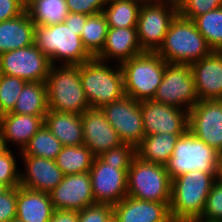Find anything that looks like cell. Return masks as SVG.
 <instances>
[{
    "instance_id": "cell-1",
    "label": "cell",
    "mask_w": 222,
    "mask_h": 222,
    "mask_svg": "<svg viewBox=\"0 0 222 222\" xmlns=\"http://www.w3.org/2000/svg\"><path fill=\"white\" fill-rule=\"evenodd\" d=\"M218 173L191 171L172 179L170 214L174 222H189L203 214Z\"/></svg>"
},
{
    "instance_id": "cell-2",
    "label": "cell",
    "mask_w": 222,
    "mask_h": 222,
    "mask_svg": "<svg viewBox=\"0 0 222 222\" xmlns=\"http://www.w3.org/2000/svg\"><path fill=\"white\" fill-rule=\"evenodd\" d=\"M212 52L195 23L178 14L171 22L164 42L156 53L168 64H191Z\"/></svg>"
},
{
    "instance_id": "cell-3",
    "label": "cell",
    "mask_w": 222,
    "mask_h": 222,
    "mask_svg": "<svg viewBox=\"0 0 222 222\" xmlns=\"http://www.w3.org/2000/svg\"><path fill=\"white\" fill-rule=\"evenodd\" d=\"M45 83L49 110L81 115L90 109L80 79V65H51Z\"/></svg>"
},
{
    "instance_id": "cell-4",
    "label": "cell",
    "mask_w": 222,
    "mask_h": 222,
    "mask_svg": "<svg viewBox=\"0 0 222 222\" xmlns=\"http://www.w3.org/2000/svg\"><path fill=\"white\" fill-rule=\"evenodd\" d=\"M34 44L50 60L51 65H80L92 58L83 47L81 36L68 27L64 22L52 25L35 26Z\"/></svg>"
},
{
    "instance_id": "cell-5",
    "label": "cell",
    "mask_w": 222,
    "mask_h": 222,
    "mask_svg": "<svg viewBox=\"0 0 222 222\" xmlns=\"http://www.w3.org/2000/svg\"><path fill=\"white\" fill-rule=\"evenodd\" d=\"M106 62L92 57L80 64V79L90 108H101L126 95L120 64L113 69Z\"/></svg>"
},
{
    "instance_id": "cell-6",
    "label": "cell",
    "mask_w": 222,
    "mask_h": 222,
    "mask_svg": "<svg viewBox=\"0 0 222 222\" xmlns=\"http://www.w3.org/2000/svg\"><path fill=\"white\" fill-rule=\"evenodd\" d=\"M220 155L187 129L176 140L172 156L164 166L171 180L191 171L218 173Z\"/></svg>"
},
{
    "instance_id": "cell-7",
    "label": "cell",
    "mask_w": 222,
    "mask_h": 222,
    "mask_svg": "<svg viewBox=\"0 0 222 222\" xmlns=\"http://www.w3.org/2000/svg\"><path fill=\"white\" fill-rule=\"evenodd\" d=\"M167 64L156 52H144L121 63L125 94L137 101L152 100Z\"/></svg>"
},
{
    "instance_id": "cell-8",
    "label": "cell",
    "mask_w": 222,
    "mask_h": 222,
    "mask_svg": "<svg viewBox=\"0 0 222 222\" xmlns=\"http://www.w3.org/2000/svg\"><path fill=\"white\" fill-rule=\"evenodd\" d=\"M172 180L165 166L135 156L127 172V196L154 202L171 201Z\"/></svg>"
},
{
    "instance_id": "cell-9",
    "label": "cell",
    "mask_w": 222,
    "mask_h": 222,
    "mask_svg": "<svg viewBox=\"0 0 222 222\" xmlns=\"http://www.w3.org/2000/svg\"><path fill=\"white\" fill-rule=\"evenodd\" d=\"M152 100L189 111L199 101L190 64H167Z\"/></svg>"
},
{
    "instance_id": "cell-10",
    "label": "cell",
    "mask_w": 222,
    "mask_h": 222,
    "mask_svg": "<svg viewBox=\"0 0 222 222\" xmlns=\"http://www.w3.org/2000/svg\"><path fill=\"white\" fill-rule=\"evenodd\" d=\"M130 165L104 163L95 156L89 174L96 204L114 206L127 196V172Z\"/></svg>"
},
{
    "instance_id": "cell-11",
    "label": "cell",
    "mask_w": 222,
    "mask_h": 222,
    "mask_svg": "<svg viewBox=\"0 0 222 222\" xmlns=\"http://www.w3.org/2000/svg\"><path fill=\"white\" fill-rule=\"evenodd\" d=\"M178 14V9L171 4H142L137 21V34L144 52L159 50L171 22Z\"/></svg>"
},
{
    "instance_id": "cell-12",
    "label": "cell",
    "mask_w": 222,
    "mask_h": 222,
    "mask_svg": "<svg viewBox=\"0 0 222 222\" xmlns=\"http://www.w3.org/2000/svg\"><path fill=\"white\" fill-rule=\"evenodd\" d=\"M100 109L123 143L135 148L140 144L145 137L140 101L125 95Z\"/></svg>"
},
{
    "instance_id": "cell-13",
    "label": "cell",
    "mask_w": 222,
    "mask_h": 222,
    "mask_svg": "<svg viewBox=\"0 0 222 222\" xmlns=\"http://www.w3.org/2000/svg\"><path fill=\"white\" fill-rule=\"evenodd\" d=\"M1 73L30 82H45L51 68L49 58L35 44L0 55Z\"/></svg>"
},
{
    "instance_id": "cell-14",
    "label": "cell",
    "mask_w": 222,
    "mask_h": 222,
    "mask_svg": "<svg viewBox=\"0 0 222 222\" xmlns=\"http://www.w3.org/2000/svg\"><path fill=\"white\" fill-rule=\"evenodd\" d=\"M188 129L222 155V99L199 100L188 111Z\"/></svg>"
},
{
    "instance_id": "cell-15",
    "label": "cell",
    "mask_w": 222,
    "mask_h": 222,
    "mask_svg": "<svg viewBox=\"0 0 222 222\" xmlns=\"http://www.w3.org/2000/svg\"><path fill=\"white\" fill-rule=\"evenodd\" d=\"M145 136L156 133L183 134L188 129V111L154 100L140 101Z\"/></svg>"
},
{
    "instance_id": "cell-16",
    "label": "cell",
    "mask_w": 222,
    "mask_h": 222,
    "mask_svg": "<svg viewBox=\"0 0 222 222\" xmlns=\"http://www.w3.org/2000/svg\"><path fill=\"white\" fill-rule=\"evenodd\" d=\"M49 196L55 210L81 211L96 204L89 172L65 175Z\"/></svg>"
},
{
    "instance_id": "cell-17",
    "label": "cell",
    "mask_w": 222,
    "mask_h": 222,
    "mask_svg": "<svg viewBox=\"0 0 222 222\" xmlns=\"http://www.w3.org/2000/svg\"><path fill=\"white\" fill-rule=\"evenodd\" d=\"M84 145L99 156L123 142L118 133L110 125L100 108H90L81 114Z\"/></svg>"
},
{
    "instance_id": "cell-18",
    "label": "cell",
    "mask_w": 222,
    "mask_h": 222,
    "mask_svg": "<svg viewBox=\"0 0 222 222\" xmlns=\"http://www.w3.org/2000/svg\"><path fill=\"white\" fill-rule=\"evenodd\" d=\"M25 173H20V186L39 192L50 193L64 178L55 160L22 155Z\"/></svg>"
},
{
    "instance_id": "cell-19",
    "label": "cell",
    "mask_w": 222,
    "mask_h": 222,
    "mask_svg": "<svg viewBox=\"0 0 222 222\" xmlns=\"http://www.w3.org/2000/svg\"><path fill=\"white\" fill-rule=\"evenodd\" d=\"M199 100L222 99V52L190 64Z\"/></svg>"
},
{
    "instance_id": "cell-20",
    "label": "cell",
    "mask_w": 222,
    "mask_h": 222,
    "mask_svg": "<svg viewBox=\"0 0 222 222\" xmlns=\"http://www.w3.org/2000/svg\"><path fill=\"white\" fill-rule=\"evenodd\" d=\"M169 205L170 202L146 201L126 196L112 208L119 222H174Z\"/></svg>"
},
{
    "instance_id": "cell-21",
    "label": "cell",
    "mask_w": 222,
    "mask_h": 222,
    "mask_svg": "<svg viewBox=\"0 0 222 222\" xmlns=\"http://www.w3.org/2000/svg\"><path fill=\"white\" fill-rule=\"evenodd\" d=\"M142 53L144 51L138 40L137 27H109L104 47L96 58L106 61L114 57L121 64Z\"/></svg>"
},
{
    "instance_id": "cell-22",
    "label": "cell",
    "mask_w": 222,
    "mask_h": 222,
    "mask_svg": "<svg viewBox=\"0 0 222 222\" xmlns=\"http://www.w3.org/2000/svg\"><path fill=\"white\" fill-rule=\"evenodd\" d=\"M45 116L22 115L18 113H5L0 115V130L6 147L8 142L20 145V151L28 144L29 140L44 125Z\"/></svg>"
},
{
    "instance_id": "cell-23",
    "label": "cell",
    "mask_w": 222,
    "mask_h": 222,
    "mask_svg": "<svg viewBox=\"0 0 222 222\" xmlns=\"http://www.w3.org/2000/svg\"><path fill=\"white\" fill-rule=\"evenodd\" d=\"M54 210L49 193L17 187V219L23 222H49Z\"/></svg>"
},
{
    "instance_id": "cell-24",
    "label": "cell",
    "mask_w": 222,
    "mask_h": 222,
    "mask_svg": "<svg viewBox=\"0 0 222 222\" xmlns=\"http://www.w3.org/2000/svg\"><path fill=\"white\" fill-rule=\"evenodd\" d=\"M35 26L27 10L13 19L0 22V55L33 45Z\"/></svg>"
},
{
    "instance_id": "cell-25",
    "label": "cell",
    "mask_w": 222,
    "mask_h": 222,
    "mask_svg": "<svg viewBox=\"0 0 222 222\" xmlns=\"http://www.w3.org/2000/svg\"><path fill=\"white\" fill-rule=\"evenodd\" d=\"M44 124L63 146L84 143L81 115L72 112L48 110Z\"/></svg>"
},
{
    "instance_id": "cell-26",
    "label": "cell",
    "mask_w": 222,
    "mask_h": 222,
    "mask_svg": "<svg viewBox=\"0 0 222 222\" xmlns=\"http://www.w3.org/2000/svg\"><path fill=\"white\" fill-rule=\"evenodd\" d=\"M182 134H153L145 136L136 147V156L144 161L165 165L172 156L176 140Z\"/></svg>"
},
{
    "instance_id": "cell-27",
    "label": "cell",
    "mask_w": 222,
    "mask_h": 222,
    "mask_svg": "<svg viewBox=\"0 0 222 222\" xmlns=\"http://www.w3.org/2000/svg\"><path fill=\"white\" fill-rule=\"evenodd\" d=\"M45 82H27L23 87L11 113L45 116L48 112Z\"/></svg>"
},
{
    "instance_id": "cell-28",
    "label": "cell",
    "mask_w": 222,
    "mask_h": 222,
    "mask_svg": "<svg viewBox=\"0 0 222 222\" xmlns=\"http://www.w3.org/2000/svg\"><path fill=\"white\" fill-rule=\"evenodd\" d=\"M108 5V6H107ZM103 15L111 28L137 27L142 3L138 0H107Z\"/></svg>"
},
{
    "instance_id": "cell-29",
    "label": "cell",
    "mask_w": 222,
    "mask_h": 222,
    "mask_svg": "<svg viewBox=\"0 0 222 222\" xmlns=\"http://www.w3.org/2000/svg\"><path fill=\"white\" fill-rule=\"evenodd\" d=\"M95 155L82 144L79 146H63L55 158L56 165L64 175L89 172Z\"/></svg>"
},
{
    "instance_id": "cell-30",
    "label": "cell",
    "mask_w": 222,
    "mask_h": 222,
    "mask_svg": "<svg viewBox=\"0 0 222 222\" xmlns=\"http://www.w3.org/2000/svg\"><path fill=\"white\" fill-rule=\"evenodd\" d=\"M26 10L35 25L63 23L69 13L65 0H32Z\"/></svg>"
},
{
    "instance_id": "cell-31",
    "label": "cell",
    "mask_w": 222,
    "mask_h": 222,
    "mask_svg": "<svg viewBox=\"0 0 222 222\" xmlns=\"http://www.w3.org/2000/svg\"><path fill=\"white\" fill-rule=\"evenodd\" d=\"M108 28L102 12L87 17L80 36L83 47L92 57H96L103 49Z\"/></svg>"
},
{
    "instance_id": "cell-32",
    "label": "cell",
    "mask_w": 222,
    "mask_h": 222,
    "mask_svg": "<svg viewBox=\"0 0 222 222\" xmlns=\"http://www.w3.org/2000/svg\"><path fill=\"white\" fill-rule=\"evenodd\" d=\"M62 148V143L44 124L29 140L28 144L23 148V150L19 152L21 155L36 156L55 160Z\"/></svg>"
},
{
    "instance_id": "cell-33",
    "label": "cell",
    "mask_w": 222,
    "mask_h": 222,
    "mask_svg": "<svg viewBox=\"0 0 222 222\" xmlns=\"http://www.w3.org/2000/svg\"><path fill=\"white\" fill-rule=\"evenodd\" d=\"M192 21L212 51L222 52V7L199 15Z\"/></svg>"
},
{
    "instance_id": "cell-34",
    "label": "cell",
    "mask_w": 222,
    "mask_h": 222,
    "mask_svg": "<svg viewBox=\"0 0 222 222\" xmlns=\"http://www.w3.org/2000/svg\"><path fill=\"white\" fill-rule=\"evenodd\" d=\"M28 81L25 79L1 75L0 78V115L11 112L23 87Z\"/></svg>"
},
{
    "instance_id": "cell-35",
    "label": "cell",
    "mask_w": 222,
    "mask_h": 222,
    "mask_svg": "<svg viewBox=\"0 0 222 222\" xmlns=\"http://www.w3.org/2000/svg\"><path fill=\"white\" fill-rule=\"evenodd\" d=\"M199 219L222 222V184L218 180L211 187L203 214Z\"/></svg>"
},
{
    "instance_id": "cell-36",
    "label": "cell",
    "mask_w": 222,
    "mask_h": 222,
    "mask_svg": "<svg viewBox=\"0 0 222 222\" xmlns=\"http://www.w3.org/2000/svg\"><path fill=\"white\" fill-rule=\"evenodd\" d=\"M16 162L13 153L9 149L0 155V182L8 188L20 186L21 172H18Z\"/></svg>"
},
{
    "instance_id": "cell-37",
    "label": "cell",
    "mask_w": 222,
    "mask_h": 222,
    "mask_svg": "<svg viewBox=\"0 0 222 222\" xmlns=\"http://www.w3.org/2000/svg\"><path fill=\"white\" fill-rule=\"evenodd\" d=\"M135 156L136 148L131 144L122 143L117 147L102 152L98 157L106 164L131 165Z\"/></svg>"
},
{
    "instance_id": "cell-38",
    "label": "cell",
    "mask_w": 222,
    "mask_h": 222,
    "mask_svg": "<svg viewBox=\"0 0 222 222\" xmlns=\"http://www.w3.org/2000/svg\"><path fill=\"white\" fill-rule=\"evenodd\" d=\"M219 7H222V0H187L178 13L185 19L193 20Z\"/></svg>"
},
{
    "instance_id": "cell-39",
    "label": "cell",
    "mask_w": 222,
    "mask_h": 222,
    "mask_svg": "<svg viewBox=\"0 0 222 222\" xmlns=\"http://www.w3.org/2000/svg\"><path fill=\"white\" fill-rule=\"evenodd\" d=\"M112 213L111 205L94 204L78 211V222H106Z\"/></svg>"
},
{
    "instance_id": "cell-40",
    "label": "cell",
    "mask_w": 222,
    "mask_h": 222,
    "mask_svg": "<svg viewBox=\"0 0 222 222\" xmlns=\"http://www.w3.org/2000/svg\"><path fill=\"white\" fill-rule=\"evenodd\" d=\"M17 187L8 188L0 194V222H10L16 218Z\"/></svg>"
},
{
    "instance_id": "cell-41",
    "label": "cell",
    "mask_w": 222,
    "mask_h": 222,
    "mask_svg": "<svg viewBox=\"0 0 222 222\" xmlns=\"http://www.w3.org/2000/svg\"><path fill=\"white\" fill-rule=\"evenodd\" d=\"M69 12L95 15L103 11L107 0H65Z\"/></svg>"
},
{
    "instance_id": "cell-42",
    "label": "cell",
    "mask_w": 222,
    "mask_h": 222,
    "mask_svg": "<svg viewBox=\"0 0 222 222\" xmlns=\"http://www.w3.org/2000/svg\"><path fill=\"white\" fill-rule=\"evenodd\" d=\"M26 10L21 0H0V22L13 19Z\"/></svg>"
},
{
    "instance_id": "cell-43",
    "label": "cell",
    "mask_w": 222,
    "mask_h": 222,
    "mask_svg": "<svg viewBox=\"0 0 222 222\" xmlns=\"http://www.w3.org/2000/svg\"><path fill=\"white\" fill-rule=\"evenodd\" d=\"M88 16L89 15L69 12L64 23L72 30L76 31V35L80 36Z\"/></svg>"
},
{
    "instance_id": "cell-44",
    "label": "cell",
    "mask_w": 222,
    "mask_h": 222,
    "mask_svg": "<svg viewBox=\"0 0 222 222\" xmlns=\"http://www.w3.org/2000/svg\"><path fill=\"white\" fill-rule=\"evenodd\" d=\"M49 222H78V211L54 210Z\"/></svg>"
},
{
    "instance_id": "cell-45",
    "label": "cell",
    "mask_w": 222,
    "mask_h": 222,
    "mask_svg": "<svg viewBox=\"0 0 222 222\" xmlns=\"http://www.w3.org/2000/svg\"><path fill=\"white\" fill-rule=\"evenodd\" d=\"M142 4H170V0H141Z\"/></svg>"
},
{
    "instance_id": "cell-46",
    "label": "cell",
    "mask_w": 222,
    "mask_h": 222,
    "mask_svg": "<svg viewBox=\"0 0 222 222\" xmlns=\"http://www.w3.org/2000/svg\"><path fill=\"white\" fill-rule=\"evenodd\" d=\"M187 0H170V4L176 9H180Z\"/></svg>"
},
{
    "instance_id": "cell-47",
    "label": "cell",
    "mask_w": 222,
    "mask_h": 222,
    "mask_svg": "<svg viewBox=\"0 0 222 222\" xmlns=\"http://www.w3.org/2000/svg\"><path fill=\"white\" fill-rule=\"evenodd\" d=\"M7 149L8 148L6 147L2 132L0 130V155L3 154Z\"/></svg>"
},
{
    "instance_id": "cell-48",
    "label": "cell",
    "mask_w": 222,
    "mask_h": 222,
    "mask_svg": "<svg viewBox=\"0 0 222 222\" xmlns=\"http://www.w3.org/2000/svg\"><path fill=\"white\" fill-rule=\"evenodd\" d=\"M217 180L222 184V155L219 158Z\"/></svg>"
},
{
    "instance_id": "cell-49",
    "label": "cell",
    "mask_w": 222,
    "mask_h": 222,
    "mask_svg": "<svg viewBox=\"0 0 222 222\" xmlns=\"http://www.w3.org/2000/svg\"><path fill=\"white\" fill-rule=\"evenodd\" d=\"M106 222H119V220L117 219V217L114 215V213H112L108 219L106 220Z\"/></svg>"
},
{
    "instance_id": "cell-50",
    "label": "cell",
    "mask_w": 222,
    "mask_h": 222,
    "mask_svg": "<svg viewBox=\"0 0 222 222\" xmlns=\"http://www.w3.org/2000/svg\"><path fill=\"white\" fill-rule=\"evenodd\" d=\"M8 189V187L0 182V194H2L3 192H5Z\"/></svg>"
},
{
    "instance_id": "cell-51",
    "label": "cell",
    "mask_w": 222,
    "mask_h": 222,
    "mask_svg": "<svg viewBox=\"0 0 222 222\" xmlns=\"http://www.w3.org/2000/svg\"><path fill=\"white\" fill-rule=\"evenodd\" d=\"M189 222H219V221H206V220H203V219H193V220H191V221H189Z\"/></svg>"
},
{
    "instance_id": "cell-52",
    "label": "cell",
    "mask_w": 222,
    "mask_h": 222,
    "mask_svg": "<svg viewBox=\"0 0 222 222\" xmlns=\"http://www.w3.org/2000/svg\"><path fill=\"white\" fill-rule=\"evenodd\" d=\"M25 5H27L29 2H31L32 0H21Z\"/></svg>"
},
{
    "instance_id": "cell-53",
    "label": "cell",
    "mask_w": 222,
    "mask_h": 222,
    "mask_svg": "<svg viewBox=\"0 0 222 222\" xmlns=\"http://www.w3.org/2000/svg\"><path fill=\"white\" fill-rule=\"evenodd\" d=\"M10 222H23V221H21V220L15 218L14 220H12V221H10Z\"/></svg>"
}]
</instances>
